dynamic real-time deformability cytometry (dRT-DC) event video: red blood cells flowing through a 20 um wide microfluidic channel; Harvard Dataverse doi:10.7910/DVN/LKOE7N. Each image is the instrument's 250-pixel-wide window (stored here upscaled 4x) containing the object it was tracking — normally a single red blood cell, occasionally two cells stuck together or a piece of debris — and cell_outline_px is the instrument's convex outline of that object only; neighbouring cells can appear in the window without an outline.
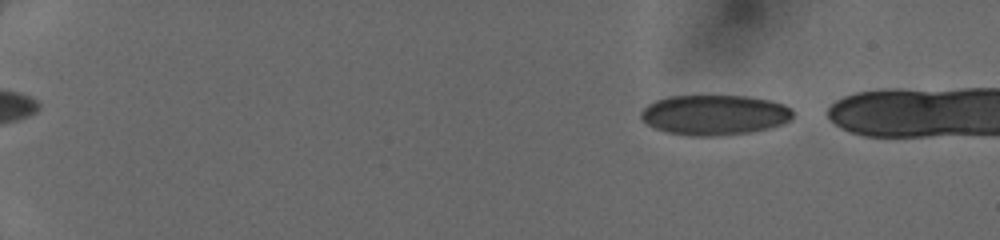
{"species": "human", "species_latin": "Homo sapiens", "temperature_condition": "cold", "stored_images_in_passage": 44, "camera_frame_rate_fps": 3000, "um_per_image_px": 0.085, "donor": {"sex": "female"}, "frame": {"image": 1, "passage_image": 3, "time_ms": 0.667, "image_size_px": [1000, 240], "cell_outline_px": [[792, 120], [784, 124], [772, 128], [752, 132], [716, 136], [692, 136], [668, 132], [656, 128], [648, 124], [640, 116], [640, 112], [648, 104], [656, 100], [668, 96], [744, 96], [768, 100], [784, 104], [792, 108]], "centroid_in_image_um": [60.77, 9.77], "position_along_channel_um": 24.2, "area_um2": 35.66}}
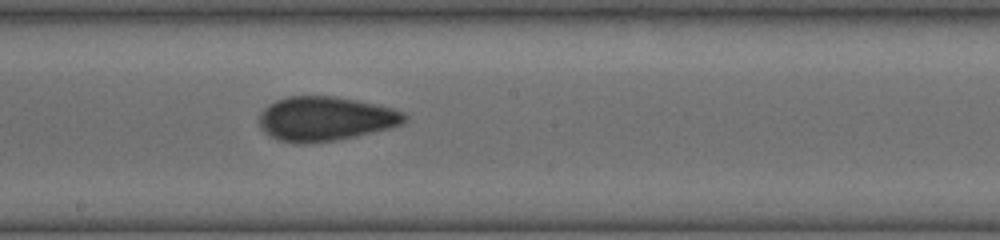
{"frame": {"image": 2, "passage_image": 26, "time_ms": 8.333, "image_size_px": [1000, 240], "cell_outline_px": [[408, 116], [400, 124], [392, 128], [356, 136], [332, 140], [304, 144], [300, 144], [280, 140], [268, 136], [260, 128], [260, 112], [268, 104], [276, 100], [288, 96], [332, 96], [356, 100], [376, 104], [392, 108], [404, 112]], "centroid_in_image_um": [27.63, 10.09], "position_along_channel_um": 220.6, "area_um2": 37.51}}
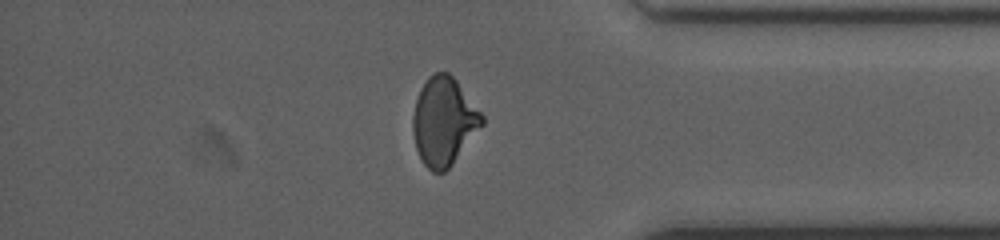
{"frame": {"image": 3, "passage_image": 39, "time_ms": 12.667, "image_size_px": [1000, 240], "cell_outline_px": [[484, 124], [452, 164], [444, 172], [432, 172], [424, 164], [416, 148], [412, 132], [412, 116], [416, 100], [420, 88], [428, 76], [432, 72], [448, 72], [456, 80], [484, 116]], "centroid_in_image_um": [37.71, 10.3], "position_along_channel_um": 397.5, "area_um2": 35.43}}